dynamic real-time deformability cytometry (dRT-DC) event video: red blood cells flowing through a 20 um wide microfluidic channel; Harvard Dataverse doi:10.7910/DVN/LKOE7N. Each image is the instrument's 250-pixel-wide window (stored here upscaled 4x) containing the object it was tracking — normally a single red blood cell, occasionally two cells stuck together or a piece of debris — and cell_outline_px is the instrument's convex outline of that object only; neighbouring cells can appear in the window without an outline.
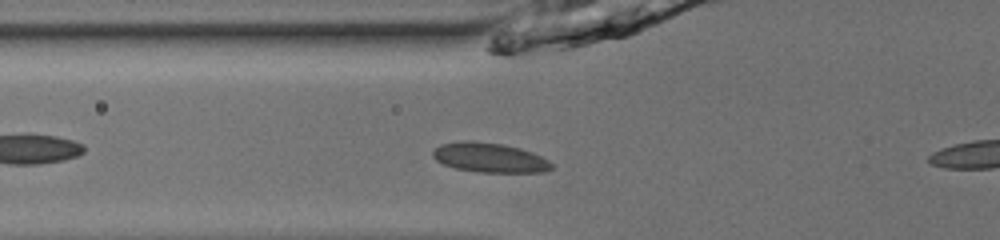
{"species": "common noctule bat (a hibernating species)", "species_latin": "Nyctalus noctula", "temperature_condition": "room temperature", "stored_images_in_passage": 4, "camera_frame_rate_fps": 3000, "um_per_image_px": 0.085, "animal": {"sex": "male", "body_mass_g": 13.0, "forearm_length_mm": 53.1}, "frame": {"image": 1, "passage_image": 2, "time_ms": 0.333, "image_size_px": [1000, 240], "cell_outline_px": [[552, 168], [544, 172], [480, 172], [456, 168], [444, 164], [436, 160], [432, 156], [432, 152], [440, 144], [464, 140], [472, 140], [500, 144], [520, 148], [532, 152], [548, 160], [552, 164]], "centroid_in_image_um": [41.6, 13.39], "position_along_channel_um": 84.2, "area_um2": 20.35}}